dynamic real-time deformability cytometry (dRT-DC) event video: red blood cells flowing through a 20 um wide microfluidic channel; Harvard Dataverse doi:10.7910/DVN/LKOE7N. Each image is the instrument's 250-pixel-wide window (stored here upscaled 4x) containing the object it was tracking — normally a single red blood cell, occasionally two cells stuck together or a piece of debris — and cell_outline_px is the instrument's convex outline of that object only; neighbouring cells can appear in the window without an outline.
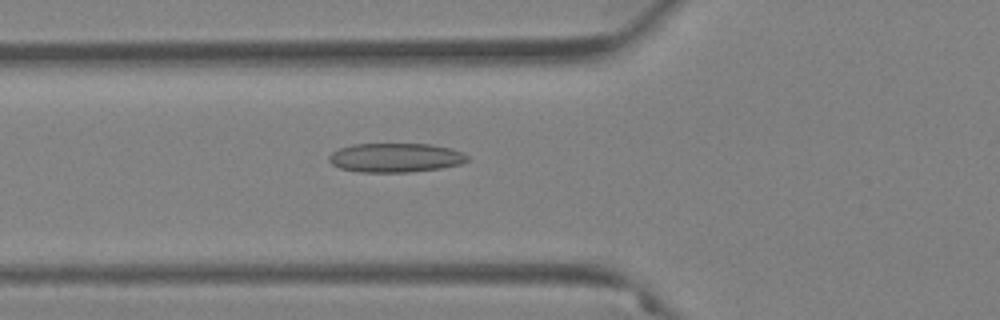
{"species": "Egyptian fruit bat (a non-hibernating species)", "species_latin": "Rousettus aegyptiacus", "temperature_condition": "warm", "stored_images_in_passage": 51, "camera_frame_rate_fps": 3000, "um_per_image_px": 0.085, "animal": {"sex": "female"}, "frame": {"image": 1, "passage_image": 15, "time_ms": 4.667, "image_size_px": [1000, 320], "cell_outline_px": [[468, 160], [460, 164], [440, 168], [408, 172], [360, 172], [340, 168], [332, 164], [328, 160], [328, 156], [332, 152], [340, 148], [352, 144], [428, 144], [452, 148], [464, 152], [468, 156]], "centroid_in_image_um": [33.62, 13.4], "position_along_channel_um": 92.2, "area_um2": 23.52}}
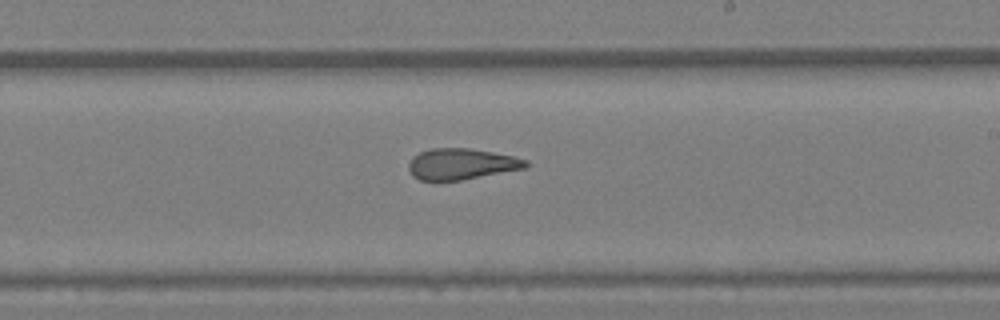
{"frame": {"image": 2, "passage_image": 28, "time_ms": 9.0, "image_size_px": [1000, 320], "cell_outline_px": [[528, 164], [524, 168], [460, 180], [420, 180], [412, 176], [408, 168], [408, 164], [412, 156], [420, 152], [432, 148], [468, 148], [492, 152], [512, 156], [528, 160]], "centroid_in_image_um": [39.17, 13.93], "position_along_channel_um": 249.8, "area_um2": 20.98}}
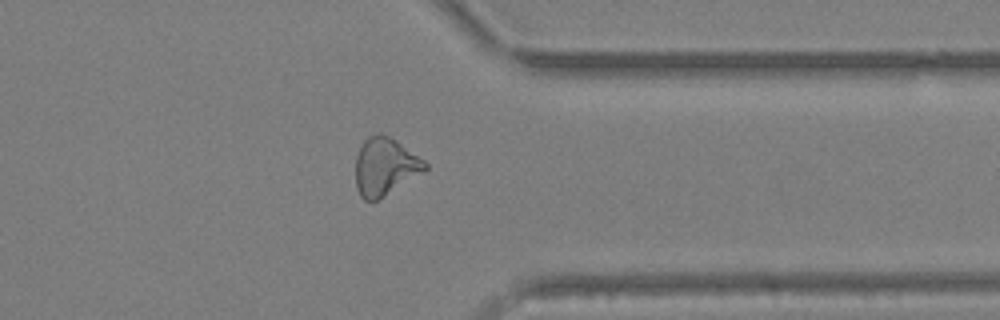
{"frame": {"image": 3, "passage_image": 39, "time_ms": 12.667, "image_size_px": [1000, 320], "cell_outline_px": [[428, 168], [424, 172], [376, 200], [364, 200], [360, 196], [356, 188], [356, 156], [364, 140], [368, 136], [380, 132], [388, 136], [424, 160], [428, 164]], "centroid_in_image_um": [32.71, 14.15], "position_along_channel_um": 378.7, "area_um2": 22.95}, "authors_computed_cell_mechanics": {"area_um2": 23.3512, "velocity_mm_per_s": 3.6377, "shape_relaxation_time_tau1_ms": null, "shape_relaxation_time_tau2_ms": 2.1857, "deformation_change_tau1": null, "deformation_change_tau2": 0.1132}}